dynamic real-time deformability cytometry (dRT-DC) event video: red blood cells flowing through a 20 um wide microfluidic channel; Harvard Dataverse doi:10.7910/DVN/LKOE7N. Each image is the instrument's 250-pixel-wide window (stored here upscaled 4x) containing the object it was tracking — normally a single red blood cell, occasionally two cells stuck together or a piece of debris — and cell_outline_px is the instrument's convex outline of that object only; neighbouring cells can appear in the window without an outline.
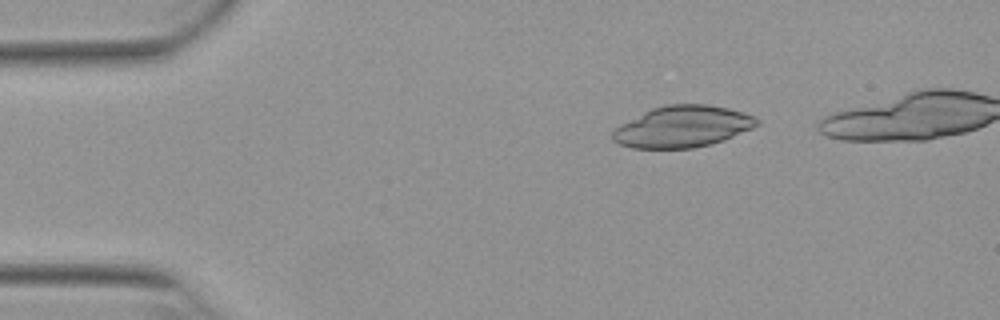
{"species": "Egyptian fruit bat (a non-hibernating species)", "species_latin": "Rousettus aegyptiacus", "temperature_condition": "warm", "stored_images_in_passage": 18, "camera_frame_rate_fps": 3000, "um_per_image_px": 0.085, "animal": {"sex": "female"}, "frame": {"image": 1, "passage_image": 8, "time_ms": 2.333, "image_size_px": [1000, 320], "cell_outline_px": [[760, 124], [752, 128], [724, 140], [692, 148], [632, 148], [620, 144], [612, 140], [612, 132], [620, 124], [652, 108], [668, 104], [708, 104], [728, 108], [744, 112], [760, 120]], "centroid_in_image_um": [58.02, 10.75], "position_along_channel_um": 27.0, "area_um2": 34.74}}